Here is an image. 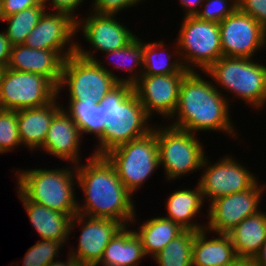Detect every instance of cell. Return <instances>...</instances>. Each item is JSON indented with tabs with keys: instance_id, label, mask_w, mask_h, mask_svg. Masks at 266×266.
I'll use <instances>...</instances> for the list:
<instances>
[{
	"instance_id": "1",
	"label": "cell",
	"mask_w": 266,
	"mask_h": 266,
	"mask_svg": "<svg viewBox=\"0 0 266 266\" xmlns=\"http://www.w3.org/2000/svg\"><path fill=\"white\" fill-rule=\"evenodd\" d=\"M83 165V166H82ZM76 181L85 195L78 201L77 212L92 218H109L124 226L135 222L134 201L119 179L115 168L104 155H91L86 164L75 165Z\"/></svg>"
},
{
	"instance_id": "2",
	"label": "cell",
	"mask_w": 266,
	"mask_h": 266,
	"mask_svg": "<svg viewBox=\"0 0 266 266\" xmlns=\"http://www.w3.org/2000/svg\"><path fill=\"white\" fill-rule=\"evenodd\" d=\"M220 90L198 71H189L181 82L178 104L172 116L174 123L170 126L195 134L199 130H219L236 136L234 125L230 122L229 97L227 99Z\"/></svg>"
},
{
	"instance_id": "3",
	"label": "cell",
	"mask_w": 266,
	"mask_h": 266,
	"mask_svg": "<svg viewBox=\"0 0 266 266\" xmlns=\"http://www.w3.org/2000/svg\"><path fill=\"white\" fill-rule=\"evenodd\" d=\"M105 110L106 127L98 138L93 155H105L111 149L147 135L154 128L151 119L134 93L133 85L119 83L98 102Z\"/></svg>"
},
{
	"instance_id": "4",
	"label": "cell",
	"mask_w": 266,
	"mask_h": 266,
	"mask_svg": "<svg viewBox=\"0 0 266 266\" xmlns=\"http://www.w3.org/2000/svg\"><path fill=\"white\" fill-rule=\"evenodd\" d=\"M16 173L17 189L29 201L72 217L78 213L74 192V184H77L74 183L77 178L75 165L66 169H19Z\"/></svg>"
},
{
	"instance_id": "5",
	"label": "cell",
	"mask_w": 266,
	"mask_h": 266,
	"mask_svg": "<svg viewBox=\"0 0 266 266\" xmlns=\"http://www.w3.org/2000/svg\"><path fill=\"white\" fill-rule=\"evenodd\" d=\"M205 73L217 89L232 92L249 106L262 109L266 104V65L250 58L222 56Z\"/></svg>"
},
{
	"instance_id": "6",
	"label": "cell",
	"mask_w": 266,
	"mask_h": 266,
	"mask_svg": "<svg viewBox=\"0 0 266 266\" xmlns=\"http://www.w3.org/2000/svg\"><path fill=\"white\" fill-rule=\"evenodd\" d=\"M119 83H123V78L105 68L101 61L74 53L64 60L57 95L67 86L70 101L99 102Z\"/></svg>"
},
{
	"instance_id": "7",
	"label": "cell",
	"mask_w": 266,
	"mask_h": 266,
	"mask_svg": "<svg viewBox=\"0 0 266 266\" xmlns=\"http://www.w3.org/2000/svg\"><path fill=\"white\" fill-rule=\"evenodd\" d=\"M155 127L147 135L123 143L104 155L131 194L160 166Z\"/></svg>"
},
{
	"instance_id": "8",
	"label": "cell",
	"mask_w": 266,
	"mask_h": 266,
	"mask_svg": "<svg viewBox=\"0 0 266 266\" xmlns=\"http://www.w3.org/2000/svg\"><path fill=\"white\" fill-rule=\"evenodd\" d=\"M179 31L174 53L179 55L187 71L199 68L205 72L223 56L219 23L184 16Z\"/></svg>"
},
{
	"instance_id": "9",
	"label": "cell",
	"mask_w": 266,
	"mask_h": 266,
	"mask_svg": "<svg viewBox=\"0 0 266 266\" xmlns=\"http://www.w3.org/2000/svg\"><path fill=\"white\" fill-rule=\"evenodd\" d=\"M159 162L166 180L174 181L186 173L201 170L206 153L195 134L172 126L156 127Z\"/></svg>"
},
{
	"instance_id": "10",
	"label": "cell",
	"mask_w": 266,
	"mask_h": 266,
	"mask_svg": "<svg viewBox=\"0 0 266 266\" xmlns=\"http://www.w3.org/2000/svg\"><path fill=\"white\" fill-rule=\"evenodd\" d=\"M57 97V87L45 76L5 68L0 79V109L42 107Z\"/></svg>"
},
{
	"instance_id": "11",
	"label": "cell",
	"mask_w": 266,
	"mask_h": 266,
	"mask_svg": "<svg viewBox=\"0 0 266 266\" xmlns=\"http://www.w3.org/2000/svg\"><path fill=\"white\" fill-rule=\"evenodd\" d=\"M208 163L210 164L208 157H205L201 167V169L205 167V170L197 184L203 200L210 198V203L218 197L248 190L258 182L246 166L243 167L244 165L230 156H225L214 164Z\"/></svg>"
},
{
	"instance_id": "12",
	"label": "cell",
	"mask_w": 266,
	"mask_h": 266,
	"mask_svg": "<svg viewBox=\"0 0 266 266\" xmlns=\"http://www.w3.org/2000/svg\"><path fill=\"white\" fill-rule=\"evenodd\" d=\"M258 183L248 190L218 197L209 203V221L204 228L215 234H228L243 219L261 211L259 204L266 185Z\"/></svg>"
},
{
	"instance_id": "13",
	"label": "cell",
	"mask_w": 266,
	"mask_h": 266,
	"mask_svg": "<svg viewBox=\"0 0 266 266\" xmlns=\"http://www.w3.org/2000/svg\"><path fill=\"white\" fill-rule=\"evenodd\" d=\"M115 16L90 11V16L84 20L77 19V32L82 30L84 38L92 47V50L86 51L77 43L76 53L80 57L96 60L95 50L103 53L111 52L125 47L136 37V34L123 26Z\"/></svg>"
},
{
	"instance_id": "14",
	"label": "cell",
	"mask_w": 266,
	"mask_h": 266,
	"mask_svg": "<svg viewBox=\"0 0 266 266\" xmlns=\"http://www.w3.org/2000/svg\"><path fill=\"white\" fill-rule=\"evenodd\" d=\"M219 29L223 56L252 59L266 46L261 25L238 8L219 23Z\"/></svg>"
},
{
	"instance_id": "15",
	"label": "cell",
	"mask_w": 266,
	"mask_h": 266,
	"mask_svg": "<svg viewBox=\"0 0 266 266\" xmlns=\"http://www.w3.org/2000/svg\"><path fill=\"white\" fill-rule=\"evenodd\" d=\"M76 33L77 20L70 14L46 10L23 44L33 49L57 51L66 59L76 53L77 42L73 41Z\"/></svg>"
},
{
	"instance_id": "16",
	"label": "cell",
	"mask_w": 266,
	"mask_h": 266,
	"mask_svg": "<svg viewBox=\"0 0 266 266\" xmlns=\"http://www.w3.org/2000/svg\"><path fill=\"white\" fill-rule=\"evenodd\" d=\"M185 75H141L133 84L134 93L150 118L155 113L165 119H172Z\"/></svg>"
},
{
	"instance_id": "17",
	"label": "cell",
	"mask_w": 266,
	"mask_h": 266,
	"mask_svg": "<svg viewBox=\"0 0 266 266\" xmlns=\"http://www.w3.org/2000/svg\"><path fill=\"white\" fill-rule=\"evenodd\" d=\"M77 223H83L80 238H78V250H70L68 255H71L78 263L93 266L100 262L106 246L124 226L115 219L92 218L77 213L72 217L70 234Z\"/></svg>"
},
{
	"instance_id": "18",
	"label": "cell",
	"mask_w": 266,
	"mask_h": 266,
	"mask_svg": "<svg viewBox=\"0 0 266 266\" xmlns=\"http://www.w3.org/2000/svg\"><path fill=\"white\" fill-rule=\"evenodd\" d=\"M61 108L53 117L46 139L40 147L46 153L65 160L71 165L79 164L82 134L71 116Z\"/></svg>"
},
{
	"instance_id": "19",
	"label": "cell",
	"mask_w": 266,
	"mask_h": 266,
	"mask_svg": "<svg viewBox=\"0 0 266 266\" xmlns=\"http://www.w3.org/2000/svg\"><path fill=\"white\" fill-rule=\"evenodd\" d=\"M64 60L57 51L33 49L24 44H18L11 47L7 68L45 76L58 87Z\"/></svg>"
},
{
	"instance_id": "20",
	"label": "cell",
	"mask_w": 266,
	"mask_h": 266,
	"mask_svg": "<svg viewBox=\"0 0 266 266\" xmlns=\"http://www.w3.org/2000/svg\"><path fill=\"white\" fill-rule=\"evenodd\" d=\"M56 99H59V95L45 106L17 110L21 143L31 151L43 145L54 115L63 107L58 105Z\"/></svg>"
},
{
	"instance_id": "21",
	"label": "cell",
	"mask_w": 266,
	"mask_h": 266,
	"mask_svg": "<svg viewBox=\"0 0 266 266\" xmlns=\"http://www.w3.org/2000/svg\"><path fill=\"white\" fill-rule=\"evenodd\" d=\"M17 193L41 239L60 241L65 245L70 238L72 216L31 202L19 190Z\"/></svg>"
},
{
	"instance_id": "22",
	"label": "cell",
	"mask_w": 266,
	"mask_h": 266,
	"mask_svg": "<svg viewBox=\"0 0 266 266\" xmlns=\"http://www.w3.org/2000/svg\"><path fill=\"white\" fill-rule=\"evenodd\" d=\"M207 229L195 231L192 249L193 266H231L237 259L228 234L208 239Z\"/></svg>"
},
{
	"instance_id": "23",
	"label": "cell",
	"mask_w": 266,
	"mask_h": 266,
	"mask_svg": "<svg viewBox=\"0 0 266 266\" xmlns=\"http://www.w3.org/2000/svg\"><path fill=\"white\" fill-rule=\"evenodd\" d=\"M129 226H123L106 246L100 262L102 266H138L146 256L141 240Z\"/></svg>"
},
{
	"instance_id": "24",
	"label": "cell",
	"mask_w": 266,
	"mask_h": 266,
	"mask_svg": "<svg viewBox=\"0 0 266 266\" xmlns=\"http://www.w3.org/2000/svg\"><path fill=\"white\" fill-rule=\"evenodd\" d=\"M205 201L198 184L195 189L177 190L167 198L166 209L168 214L164 218L178 223L185 230L201 231L205 228L195 219L194 222L192 218L200 213Z\"/></svg>"
},
{
	"instance_id": "25",
	"label": "cell",
	"mask_w": 266,
	"mask_h": 266,
	"mask_svg": "<svg viewBox=\"0 0 266 266\" xmlns=\"http://www.w3.org/2000/svg\"><path fill=\"white\" fill-rule=\"evenodd\" d=\"M228 235L238 258H254L266 241V212L246 217Z\"/></svg>"
},
{
	"instance_id": "26",
	"label": "cell",
	"mask_w": 266,
	"mask_h": 266,
	"mask_svg": "<svg viewBox=\"0 0 266 266\" xmlns=\"http://www.w3.org/2000/svg\"><path fill=\"white\" fill-rule=\"evenodd\" d=\"M137 230L134 232L140 238L145 254L154 257L185 229L163 216L148 219Z\"/></svg>"
},
{
	"instance_id": "27",
	"label": "cell",
	"mask_w": 266,
	"mask_h": 266,
	"mask_svg": "<svg viewBox=\"0 0 266 266\" xmlns=\"http://www.w3.org/2000/svg\"><path fill=\"white\" fill-rule=\"evenodd\" d=\"M165 46L162 40L150 43L144 42L142 75L187 74L189 72L184 68L180 57L177 56L178 58L175 59L174 54L167 52L166 49L168 48ZM163 53L166 54L163 55Z\"/></svg>"
},
{
	"instance_id": "28",
	"label": "cell",
	"mask_w": 266,
	"mask_h": 266,
	"mask_svg": "<svg viewBox=\"0 0 266 266\" xmlns=\"http://www.w3.org/2000/svg\"><path fill=\"white\" fill-rule=\"evenodd\" d=\"M66 112L75 121L81 134L94 133L97 139L106 127L104 108L98 102L69 101Z\"/></svg>"
},
{
	"instance_id": "29",
	"label": "cell",
	"mask_w": 266,
	"mask_h": 266,
	"mask_svg": "<svg viewBox=\"0 0 266 266\" xmlns=\"http://www.w3.org/2000/svg\"><path fill=\"white\" fill-rule=\"evenodd\" d=\"M194 236L195 231L184 230L152 258L159 266H193Z\"/></svg>"
},
{
	"instance_id": "30",
	"label": "cell",
	"mask_w": 266,
	"mask_h": 266,
	"mask_svg": "<svg viewBox=\"0 0 266 266\" xmlns=\"http://www.w3.org/2000/svg\"><path fill=\"white\" fill-rule=\"evenodd\" d=\"M45 11L46 7L42 3L41 5L29 7L18 13L4 17L3 21L8 24L5 34L10 44L12 46L23 44Z\"/></svg>"
},
{
	"instance_id": "31",
	"label": "cell",
	"mask_w": 266,
	"mask_h": 266,
	"mask_svg": "<svg viewBox=\"0 0 266 266\" xmlns=\"http://www.w3.org/2000/svg\"><path fill=\"white\" fill-rule=\"evenodd\" d=\"M139 37H135L128 45H126L123 48L113 50L111 52H107V58L112 57L115 59L117 58L118 60L121 59L120 64L119 61L118 63L114 64L115 69H120L121 68L128 73H130L129 77L123 79V83L131 84L133 85L142 75L143 71V56H144V41ZM110 57V58H111ZM112 59V58H111ZM126 62V64L124 63ZM122 62V63H121ZM133 64H130V63ZM127 63H129L127 65ZM116 65V66H115ZM135 67V68H134ZM142 69H140V68ZM138 70H137V69ZM138 71V72H137ZM135 72V73H134Z\"/></svg>"
},
{
	"instance_id": "32",
	"label": "cell",
	"mask_w": 266,
	"mask_h": 266,
	"mask_svg": "<svg viewBox=\"0 0 266 266\" xmlns=\"http://www.w3.org/2000/svg\"><path fill=\"white\" fill-rule=\"evenodd\" d=\"M62 246L64 244L60 241L39 240L27 250L22 266H47L55 257H59Z\"/></svg>"
},
{
	"instance_id": "33",
	"label": "cell",
	"mask_w": 266,
	"mask_h": 266,
	"mask_svg": "<svg viewBox=\"0 0 266 266\" xmlns=\"http://www.w3.org/2000/svg\"><path fill=\"white\" fill-rule=\"evenodd\" d=\"M22 146L19 132L17 111L0 109V154Z\"/></svg>"
},
{
	"instance_id": "34",
	"label": "cell",
	"mask_w": 266,
	"mask_h": 266,
	"mask_svg": "<svg viewBox=\"0 0 266 266\" xmlns=\"http://www.w3.org/2000/svg\"><path fill=\"white\" fill-rule=\"evenodd\" d=\"M202 7L196 14L198 19L220 23L238 8V4L237 0H204Z\"/></svg>"
},
{
	"instance_id": "35",
	"label": "cell",
	"mask_w": 266,
	"mask_h": 266,
	"mask_svg": "<svg viewBox=\"0 0 266 266\" xmlns=\"http://www.w3.org/2000/svg\"><path fill=\"white\" fill-rule=\"evenodd\" d=\"M141 2L142 0H93L91 8L94 13L116 15Z\"/></svg>"
},
{
	"instance_id": "36",
	"label": "cell",
	"mask_w": 266,
	"mask_h": 266,
	"mask_svg": "<svg viewBox=\"0 0 266 266\" xmlns=\"http://www.w3.org/2000/svg\"><path fill=\"white\" fill-rule=\"evenodd\" d=\"M238 9L250 15L266 32V0H237Z\"/></svg>"
},
{
	"instance_id": "37",
	"label": "cell",
	"mask_w": 266,
	"mask_h": 266,
	"mask_svg": "<svg viewBox=\"0 0 266 266\" xmlns=\"http://www.w3.org/2000/svg\"><path fill=\"white\" fill-rule=\"evenodd\" d=\"M4 17L18 13L26 8L38 6L43 0H1Z\"/></svg>"
},
{
	"instance_id": "38",
	"label": "cell",
	"mask_w": 266,
	"mask_h": 266,
	"mask_svg": "<svg viewBox=\"0 0 266 266\" xmlns=\"http://www.w3.org/2000/svg\"><path fill=\"white\" fill-rule=\"evenodd\" d=\"M52 3V7L55 9L56 12H65L70 14L73 18L77 20V16L74 15L75 10L78 9V6L82 4L84 0H43V4L45 5L46 8L49 7L47 6V2Z\"/></svg>"
},
{
	"instance_id": "39",
	"label": "cell",
	"mask_w": 266,
	"mask_h": 266,
	"mask_svg": "<svg viewBox=\"0 0 266 266\" xmlns=\"http://www.w3.org/2000/svg\"><path fill=\"white\" fill-rule=\"evenodd\" d=\"M11 47L12 45L6 37V34L0 32V68H7L10 60Z\"/></svg>"
},
{
	"instance_id": "40",
	"label": "cell",
	"mask_w": 266,
	"mask_h": 266,
	"mask_svg": "<svg viewBox=\"0 0 266 266\" xmlns=\"http://www.w3.org/2000/svg\"><path fill=\"white\" fill-rule=\"evenodd\" d=\"M180 6L184 8L186 13L184 14L185 17L187 16H196L199 10L202 8V4L204 0H180ZM199 7V8H198Z\"/></svg>"
},
{
	"instance_id": "41",
	"label": "cell",
	"mask_w": 266,
	"mask_h": 266,
	"mask_svg": "<svg viewBox=\"0 0 266 266\" xmlns=\"http://www.w3.org/2000/svg\"><path fill=\"white\" fill-rule=\"evenodd\" d=\"M260 266H266V241L262 244L260 251L253 258Z\"/></svg>"
},
{
	"instance_id": "42",
	"label": "cell",
	"mask_w": 266,
	"mask_h": 266,
	"mask_svg": "<svg viewBox=\"0 0 266 266\" xmlns=\"http://www.w3.org/2000/svg\"><path fill=\"white\" fill-rule=\"evenodd\" d=\"M231 266H260L253 258H238Z\"/></svg>"
},
{
	"instance_id": "43",
	"label": "cell",
	"mask_w": 266,
	"mask_h": 266,
	"mask_svg": "<svg viewBox=\"0 0 266 266\" xmlns=\"http://www.w3.org/2000/svg\"><path fill=\"white\" fill-rule=\"evenodd\" d=\"M68 257L69 258L65 262L56 260L50 262L47 266H76L78 264V262L71 255H69Z\"/></svg>"
},
{
	"instance_id": "44",
	"label": "cell",
	"mask_w": 266,
	"mask_h": 266,
	"mask_svg": "<svg viewBox=\"0 0 266 266\" xmlns=\"http://www.w3.org/2000/svg\"><path fill=\"white\" fill-rule=\"evenodd\" d=\"M3 13H2V3H1V0H0V21L2 22L3 21Z\"/></svg>"
},
{
	"instance_id": "45",
	"label": "cell",
	"mask_w": 266,
	"mask_h": 266,
	"mask_svg": "<svg viewBox=\"0 0 266 266\" xmlns=\"http://www.w3.org/2000/svg\"><path fill=\"white\" fill-rule=\"evenodd\" d=\"M76 266H93V265L78 263Z\"/></svg>"
},
{
	"instance_id": "46",
	"label": "cell",
	"mask_w": 266,
	"mask_h": 266,
	"mask_svg": "<svg viewBox=\"0 0 266 266\" xmlns=\"http://www.w3.org/2000/svg\"><path fill=\"white\" fill-rule=\"evenodd\" d=\"M3 68H0V79H1V76H2V73H3Z\"/></svg>"
}]
</instances>
